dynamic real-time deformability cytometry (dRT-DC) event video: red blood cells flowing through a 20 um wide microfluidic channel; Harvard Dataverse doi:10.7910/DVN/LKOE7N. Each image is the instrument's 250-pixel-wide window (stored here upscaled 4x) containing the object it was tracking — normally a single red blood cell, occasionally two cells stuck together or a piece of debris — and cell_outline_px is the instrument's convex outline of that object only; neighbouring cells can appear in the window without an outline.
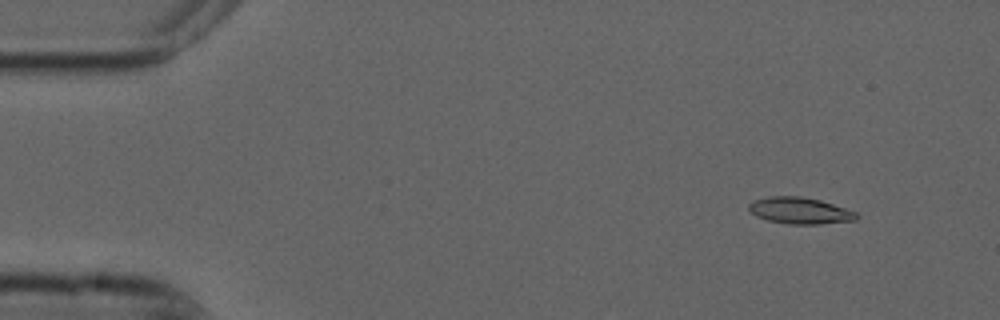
{"species": "common noctule bat (a hibernating species)", "species_latin": "Nyctalus noctula", "temperature_condition": "cold", "stored_images_in_passage": 5, "camera_frame_rate_fps": 3000, "um_per_image_px": 0.085, "animal": {"sex": "male", "forearm_length_mm": 52.5}, "frame": {"image": 1, "passage_image": 2, "time_ms": 0.333, "image_size_px": [1000, 320], "cell_outline_px": [[860, 216], [856, 220], [820, 224], [788, 224], [768, 220], [756, 216], [748, 208], [748, 204], [752, 200], [768, 196], [800, 196], [820, 200], [856, 212]], "centroid_in_image_um": [67.97, 17.9], "position_along_channel_um": 17.0, "area_um2": 16.65}}
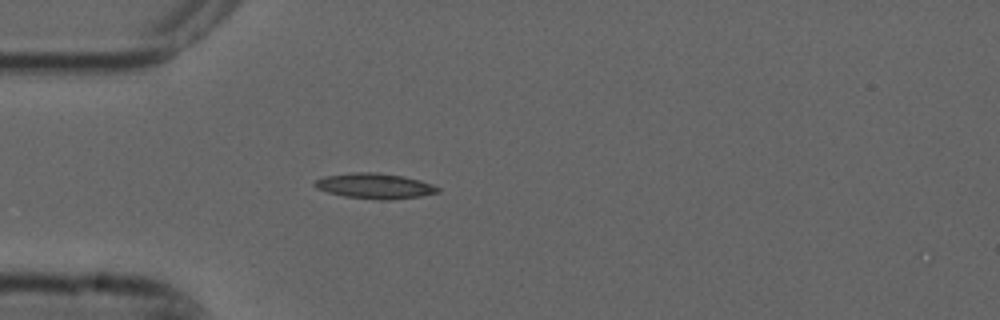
{"frame": {"image": 2, "passage_image": 5, "time_ms": 1.333, "image_size_px": [1000, 320], "cell_outline_px": [[440, 192], [420, 196], [392, 200], [380, 200], [344, 196], [328, 192], [316, 188], [312, 184], [316, 180], [324, 176], [352, 172], [376, 172], [404, 176], [420, 180], [432, 184], [440, 188]], "centroid_in_image_um": [31.86, 15.8], "position_along_channel_um": 53.1, "area_um2": 18.32}}